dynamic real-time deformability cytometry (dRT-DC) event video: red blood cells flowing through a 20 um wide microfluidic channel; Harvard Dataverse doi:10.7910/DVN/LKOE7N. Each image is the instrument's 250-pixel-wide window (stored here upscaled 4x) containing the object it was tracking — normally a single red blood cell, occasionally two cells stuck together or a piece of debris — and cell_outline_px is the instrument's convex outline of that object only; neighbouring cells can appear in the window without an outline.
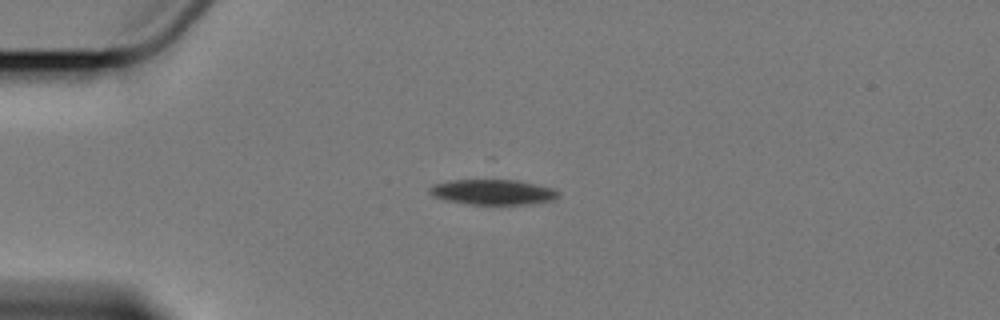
{"species": "Egyptian fruit bat (a non-hibernating species)", "species_latin": "Rousettus aegyptiacus", "temperature_condition": "cold", "stored_images_in_passage": 3, "camera_frame_rate_fps": 3000, "um_per_image_px": 0.085, "animal": {"sex": "female"}, "frame": {"image": 1, "passage_image": 1, "time_ms": 0.0, "image_size_px": [1000, 320], "cell_outline_px": [[560, 196], [552, 200], [532, 204], [468, 204], [444, 200], [428, 192], [428, 188], [436, 184], [452, 180], [516, 180], [552, 188], [560, 192]], "centroid_in_image_um": [41.91, 16.33], "position_along_channel_um": 43.1, "area_um2": 18.79}}
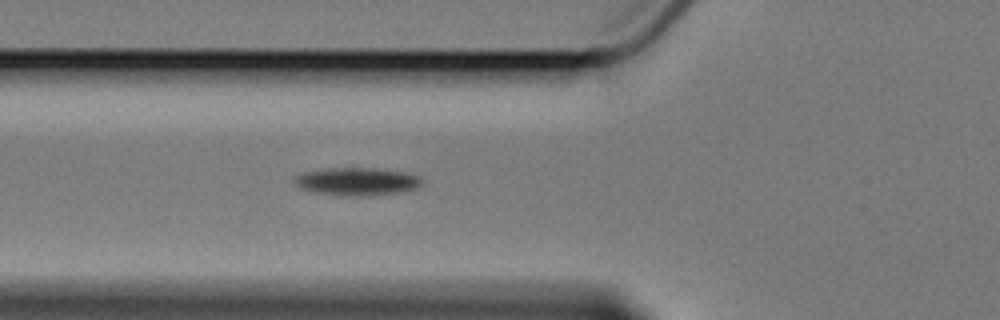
{"frame": {"image": 2, "passage_image": 3, "time_ms": 2.333, "image_size_px": [1000, 320], "cell_outline_px": [[424, 180], [416, 188], [404, 192], [368, 196], [336, 196], [316, 192], [300, 188], [292, 180], [296, 176], [304, 172], [328, 168], [380, 168], [408, 172], [420, 176]], "centroid_in_image_um": [30.39, 15.43], "position_along_channel_um": 95.4, "area_um2": 21.1}}